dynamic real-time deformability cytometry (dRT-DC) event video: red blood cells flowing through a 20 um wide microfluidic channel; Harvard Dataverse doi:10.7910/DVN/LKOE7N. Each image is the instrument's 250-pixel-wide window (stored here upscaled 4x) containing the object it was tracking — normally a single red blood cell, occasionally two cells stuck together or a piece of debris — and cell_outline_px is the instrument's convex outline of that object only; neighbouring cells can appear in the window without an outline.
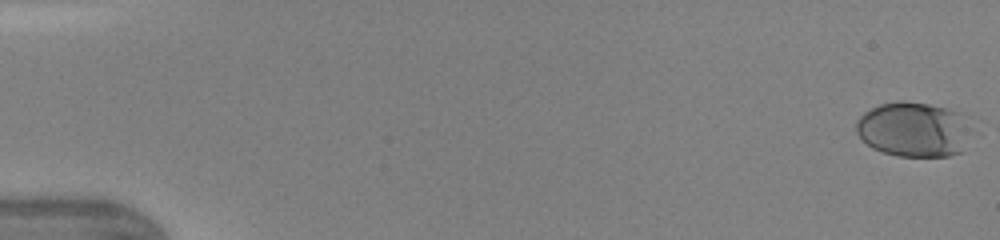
{"species": "human", "species_latin": "Homo sapiens", "temperature_condition": "warm", "stored_images_in_passage": 47, "camera_frame_rate_fps": 3000, "um_per_image_px": 0.085, "donor": {"sex": "female"}, "frame": {"image": 1, "passage_image": 1, "time_ms": 0.0, "image_size_px": [1000, 240], "cell_outline_px": [[960, 152], [948, 156], [896, 156], [872, 148], [856, 132], [856, 120], [864, 112], [880, 104], [896, 100], [900, 100], [928, 104], [960, 112]], "centroid_in_image_um": [77.43, 10.98], "position_along_channel_um": 7.6, "area_um2": 35.03}}
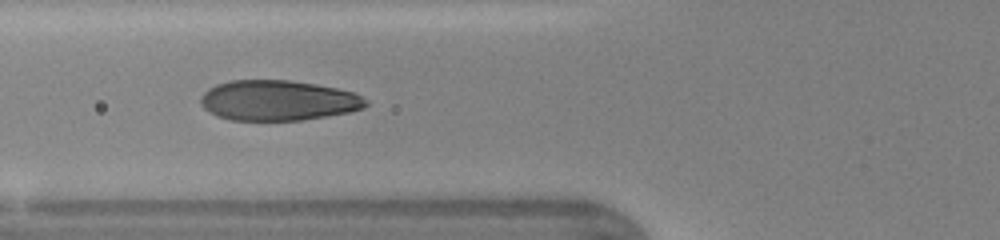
{"frame": {"image": 2, "passage_image": 19, "time_ms": 6.0, "image_size_px": [1000, 240], "cell_outline_px": [[368, 104], [364, 108], [348, 112], [300, 120], [232, 120], [216, 116], [204, 108], [200, 104], [200, 96], [208, 88], [216, 84], [232, 80], [288, 80], [316, 84], [336, 88], [352, 92], [368, 100]], "centroid_in_image_um": [23.6, 8.53], "position_along_channel_um": 102.2, "area_um2": 38.73}}
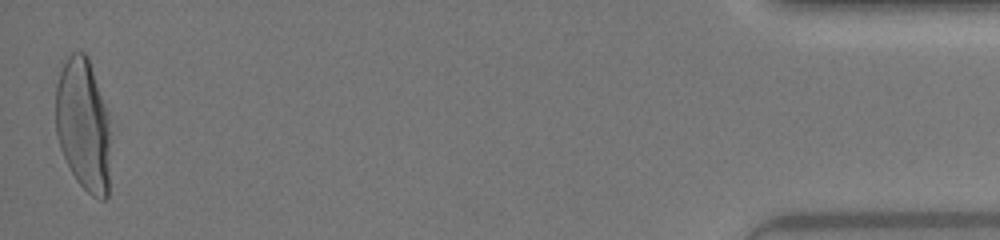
{"frame": {"image": 3, "passage_image": 47, "time_ms": 15.333, "image_size_px": [1000, 240], "cell_outline_px": [[108, 196], [104, 200], [100, 200], [92, 196], [76, 180], [60, 148], [56, 132], [56, 84], [60, 72], [68, 56], [72, 52], [84, 52], [88, 56], [108, 112]], "centroid_in_image_um": [7.06, 10.59], "position_along_channel_um": 428.1, "area_um2": 41.96}, "authors_computed_cell_mechanics": {"area_um2": 39.304, "velocity_mm_per_s": 4.3517, "shape_relaxation_time_tau1_ms": 3.5974, "shape_relaxation_time_tau2_ms": null, "deformation_change_tau1": 0.1903, "deformation_change_tau2": null}}